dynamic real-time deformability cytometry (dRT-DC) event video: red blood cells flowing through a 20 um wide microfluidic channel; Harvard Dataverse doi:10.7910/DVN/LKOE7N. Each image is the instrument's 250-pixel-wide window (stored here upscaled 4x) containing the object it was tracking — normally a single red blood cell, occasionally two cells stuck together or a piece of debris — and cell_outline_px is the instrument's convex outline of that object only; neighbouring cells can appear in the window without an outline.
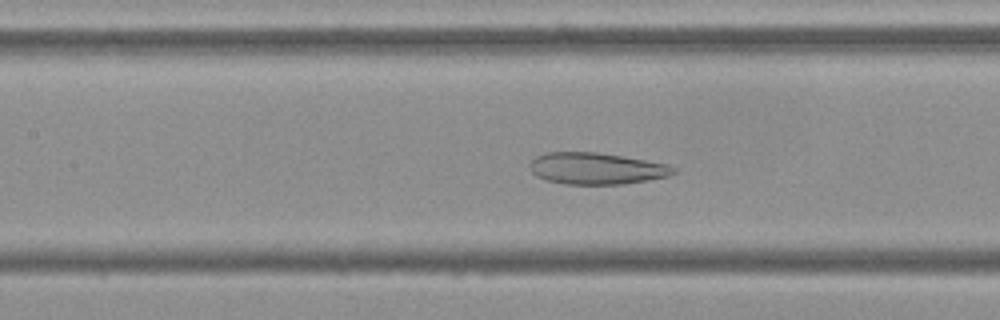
{"species": "Egyptian fruit bat (a non-hibernating species)", "species_latin": "Rousettus aegyptiacus", "temperature_condition": "cold", "stored_images_in_passage": 54, "camera_frame_rate_fps": 3000, "um_per_image_px": 0.085, "frame": {"image": 1, "passage_image": 24, "time_ms": 7.667, "image_size_px": [1000, 320], "cell_outline_px": [[676, 172], [668, 176], [648, 180], [624, 184], [564, 184], [548, 180], [536, 176], [532, 172], [528, 164], [536, 156], [548, 152], [596, 152], [624, 156], [668, 164], [676, 168]], "centroid_in_image_um": [50.7, 14.32], "position_along_channel_um": 156.7, "area_um2": 26.53}}
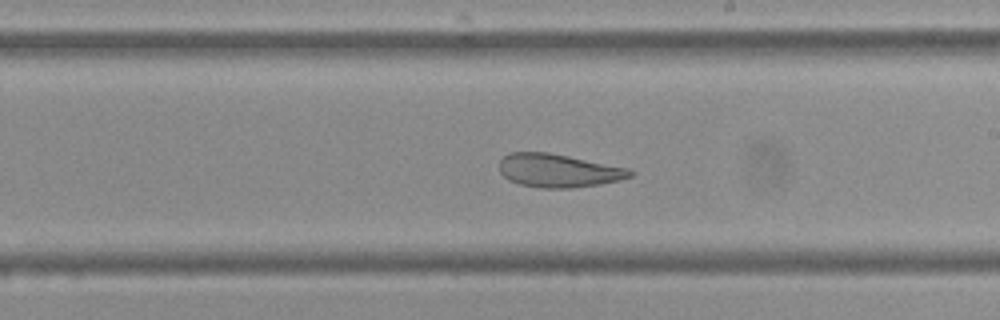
{"frame": {"image": 2, "passage_image": 31, "time_ms": 10.0, "image_size_px": [1000, 320], "cell_outline_px": [[636, 172], [632, 176], [620, 180], [600, 184], [572, 188], [540, 188], [520, 184], [508, 180], [500, 172], [500, 160], [508, 152], [548, 152], [628, 168]], "centroid_in_image_um": [47.46, 14.5], "position_along_channel_um": 241.5, "area_um2": 25.43}}
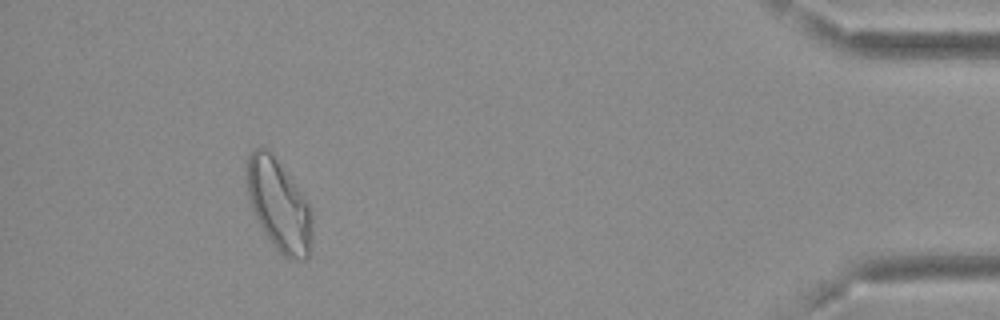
{"frame": {"image": 3, "passage_image": 50, "time_ms": 16.333, "image_size_px": [1000, 320], "cell_outline_px": [[312, 236], [308, 256], [304, 260], [292, 260], [284, 256], [276, 248], [264, 232], [252, 208], [248, 196], [244, 168], [248, 156], [256, 148], [268, 148], [304, 196], [308, 204], [312, 216]], "centroid_in_image_um": [23.68, 17.42], "position_along_channel_um": 411.5, "area_um2": 34.68}}